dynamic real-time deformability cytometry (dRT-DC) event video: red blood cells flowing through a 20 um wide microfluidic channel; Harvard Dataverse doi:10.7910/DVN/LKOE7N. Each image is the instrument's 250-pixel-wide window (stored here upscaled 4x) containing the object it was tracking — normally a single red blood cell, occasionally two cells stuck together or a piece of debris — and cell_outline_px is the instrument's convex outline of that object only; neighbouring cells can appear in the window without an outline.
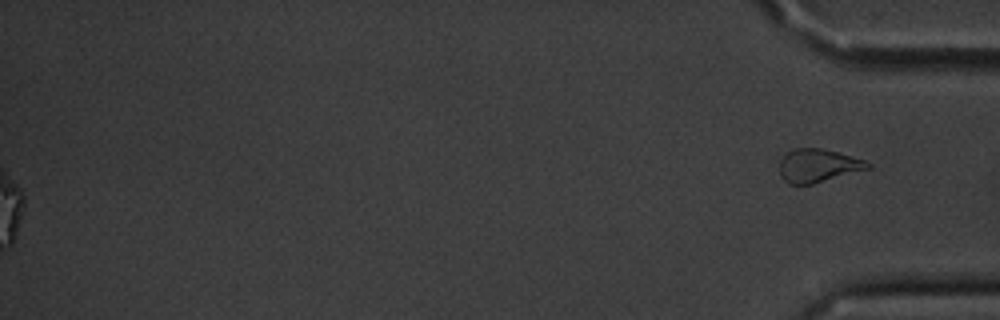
{"species": "common noctule bat (a hibernating species)", "species_latin": "Nyctalus noctula", "temperature_condition": "cold", "stored_images_in_passage": 48, "segment_of_instrument_passage": [2, 2], "camera_frame_rate_fps": 3000, "um_per_image_px": 0.085, "animal": {"sex": "male", "body_mass_g": 20.1, "forearm_length_mm": 53.5}, "frame": {"image": 1, "passage_image": 48, "time_ms": 15.667, "image_size_px": [1000, 320], "cell_outline_px": [[872, 168], [812, 184], [788, 184], [780, 176], [780, 160], [792, 148], [820, 148], [836, 152], [864, 160], [872, 164]], "centroid_in_image_um": [69.53, 14.08], "position_along_channel_um": 365.7, "area_um2": 17.05}}